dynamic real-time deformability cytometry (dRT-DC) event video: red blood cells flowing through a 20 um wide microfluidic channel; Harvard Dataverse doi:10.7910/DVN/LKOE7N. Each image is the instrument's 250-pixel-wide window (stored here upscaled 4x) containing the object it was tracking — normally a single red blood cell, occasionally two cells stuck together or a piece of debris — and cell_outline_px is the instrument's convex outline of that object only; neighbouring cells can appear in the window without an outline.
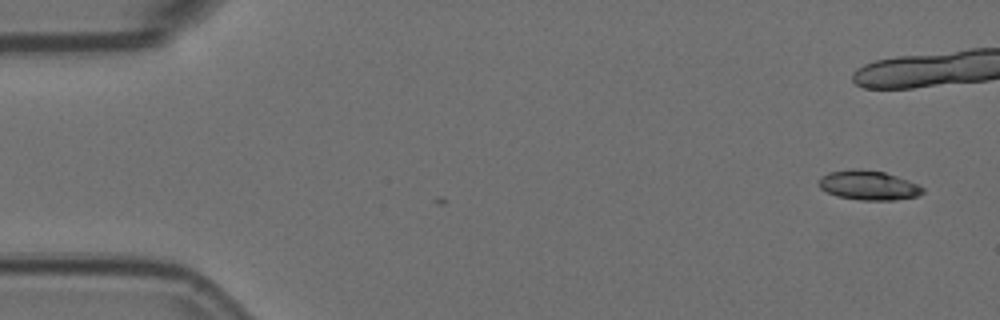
{"species": "Egyptian fruit bat (a non-hibernating species)", "species_latin": "Rousettus aegyptiacus", "temperature_condition": "room temperature", "stored_images_in_passage": 3, "camera_frame_rate_fps": 3000, "um_per_image_px": 0.085, "animal": {"sex": "female"}, "frame": {"image": 1, "passage_image": 3, "time_ms": 0.667, "image_size_px": [1000, 320], "cell_outline_px": [[924, 192], [916, 196], [896, 200], [860, 200], [836, 196], [820, 188], [820, 176], [828, 172], [852, 168], [860, 168], [884, 172], [908, 180], [924, 188]], "centroid_in_image_um": [73.8, 15.74], "position_along_channel_um": 11.2, "area_um2": 17.86}}